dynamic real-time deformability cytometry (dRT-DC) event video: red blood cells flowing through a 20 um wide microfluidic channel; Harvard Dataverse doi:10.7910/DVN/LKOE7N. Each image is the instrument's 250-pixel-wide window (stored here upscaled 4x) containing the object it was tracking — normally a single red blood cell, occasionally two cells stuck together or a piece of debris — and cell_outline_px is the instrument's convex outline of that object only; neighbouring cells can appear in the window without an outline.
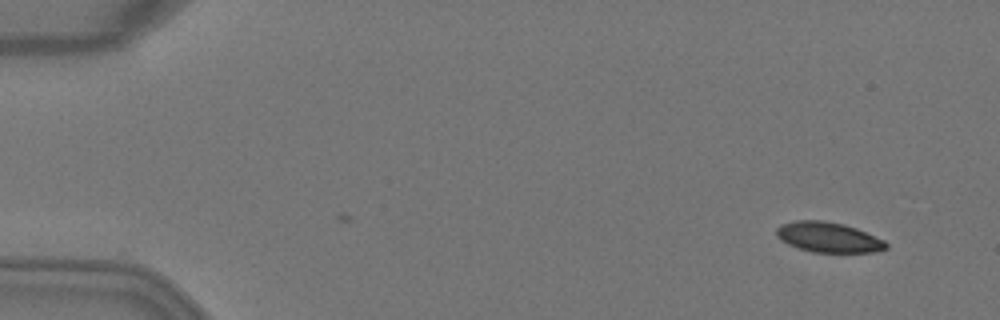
{"species": "Egyptian fruit bat (a non-hibernating species)", "species_latin": "Rousettus aegyptiacus", "temperature_condition": "warm", "stored_images_in_passage": 8, "camera_frame_rate_fps": 3000, "um_per_image_px": 0.085, "animal": {"sex": "female"}, "frame": {"image": 1, "passage_image": 8, "time_ms": 2.333, "image_size_px": [1000, 320], "cell_outline_px": [[888, 248], [872, 252], [812, 252], [788, 244], [776, 236], [776, 228], [780, 224], [796, 220], [824, 220], [844, 224], [856, 228], [884, 240], [888, 244]], "centroid_in_image_um": [70.4, 20.15], "position_along_channel_um": 14.6, "area_um2": 19.25}}